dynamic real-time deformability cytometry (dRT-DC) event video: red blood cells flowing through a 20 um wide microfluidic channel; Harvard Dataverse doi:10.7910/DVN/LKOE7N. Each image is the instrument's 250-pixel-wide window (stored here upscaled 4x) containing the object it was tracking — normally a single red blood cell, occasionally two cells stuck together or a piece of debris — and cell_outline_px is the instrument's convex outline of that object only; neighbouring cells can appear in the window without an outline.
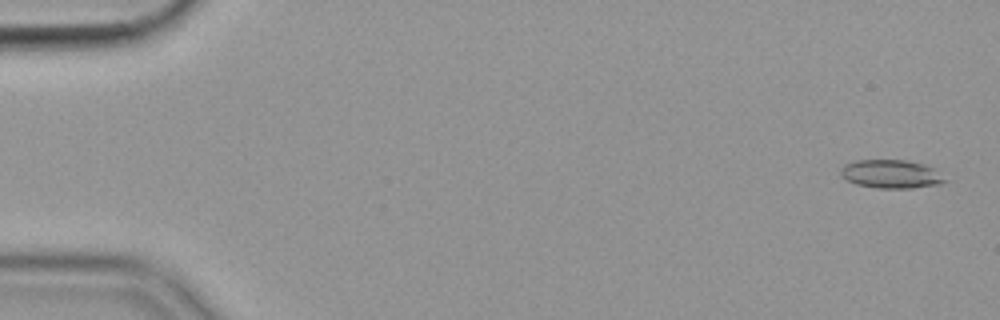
{"species": "common noctule bat (a hibernating species)", "species_latin": "Nyctalus noctula", "temperature_condition": "cold", "stored_images_in_passage": 57, "camera_frame_rate_fps": 3000, "um_per_image_px": 0.085, "animal": {"sex": "female", "body_mass_g": 19.9}, "frame": {"image": 1, "passage_image": 2, "time_ms": 0.333, "image_size_px": [1000, 320], "cell_outline_px": [[948, 180], [940, 184], [912, 188], [876, 188], [856, 184], [840, 176], [840, 168], [844, 164], [856, 160], [904, 160], [924, 164], [932, 168]], "centroid_in_image_um": [75.71, 14.79], "position_along_channel_um": 9.3, "area_um2": 17.28}}
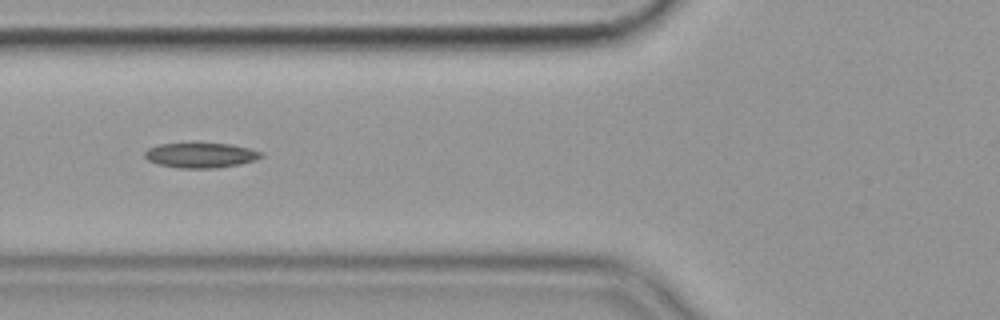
{"frame": {"image": 2, "passage_image": 22, "time_ms": 7.0, "image_size_px": [1000, 320], "cell_outline_px": [[264, 156], [256, 160], [240, 164], [220, 168], [180, 168], [160, 164], [148, 160], [144, 156], [144, 152], [148, 148], [160, 144], [192, 140], [200, 140], [232, 144], [264, 152]], "centroid_in_image_um": [17.09, 13.14], "position_along_channel_um": 108.7, "area_um2": 18.03}}
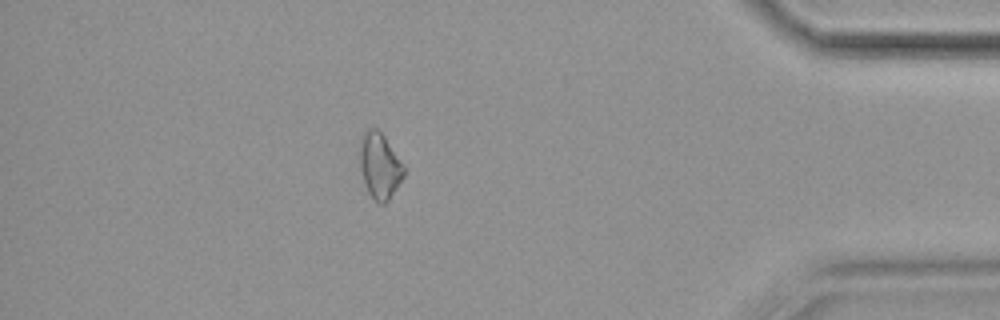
{"frame": {"image": 3, "passage_image": 50, "time_ms": 16.333, "image_size_px": [1000, 320], "cell_outline_px": [[404, 176], [388, 200], [384, 204], [380, 204], [368, 192], [364, 184], [360, 168], [360, 144], [364, 132], [368, 128], [376, 128], [384, 136], [404, 164]], "centroid_in_image_um": [32.27, 14.09], "position_along_channel_um": 402.9, "area_um2": 16.7}}